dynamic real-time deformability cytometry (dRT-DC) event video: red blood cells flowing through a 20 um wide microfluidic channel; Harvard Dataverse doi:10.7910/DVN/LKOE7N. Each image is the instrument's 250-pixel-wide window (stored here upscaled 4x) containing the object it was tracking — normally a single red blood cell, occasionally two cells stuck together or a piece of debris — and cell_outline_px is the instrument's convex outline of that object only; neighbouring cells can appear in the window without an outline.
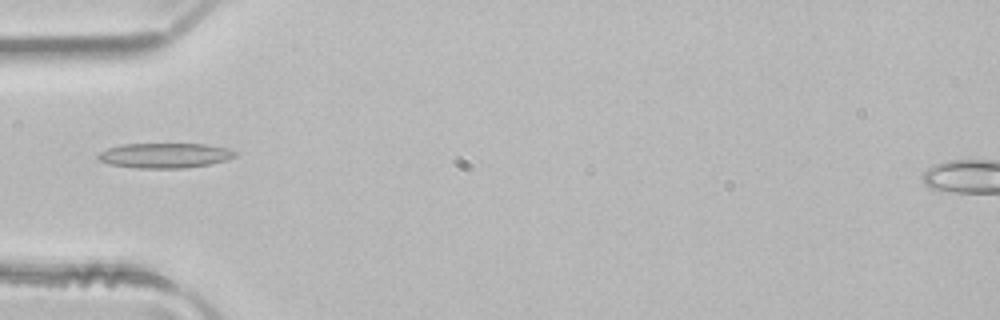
{"species": "common noctule bat (a hibernating species)", "species_latin": "Nyctalus noctula", "temperature_condition": "room temperature", "stored_images_in_passage": 5, "camera_frame_rate_fps": 3000, "um_per_image_px": 0.085, "animal": {"sex": "male", "body_mass_g": 21.5, "forearm_length_mm": 52.0}, "frame": {"image": 1, "passage_image": 5, "time_ms": 1.333, "image_size_px": [1000, 320], "cell_outline_px": [[240, 152], [236, 156], [224, 160], [208, 164], [184, 168], [136, 168], [108, 164], [100, 160], [96, 156], [100, 152], [108, 148], [124, 144], [208, 144], [228, 148]], "centroid_in_image_um": [14.03, 13.21], "position_along_channel_um": 71.0, "area_um2": 19.94}}